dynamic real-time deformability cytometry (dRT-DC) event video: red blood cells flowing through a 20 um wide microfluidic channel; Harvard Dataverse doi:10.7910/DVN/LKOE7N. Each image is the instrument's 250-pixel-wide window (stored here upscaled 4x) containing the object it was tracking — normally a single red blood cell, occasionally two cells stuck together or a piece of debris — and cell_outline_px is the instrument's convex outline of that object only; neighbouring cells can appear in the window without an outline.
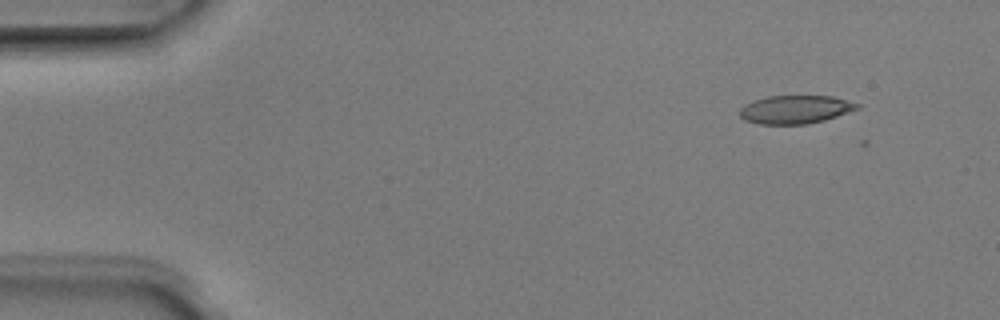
{"species": "Egyptian fruit bat (a non-hibernating species)", "species_latin": "Rousettus aegyptiacus", "temperature_condition": "room temperature", "stored_images_in_passage": 5, "camera_frame_rate_fps": 3000, "um_per_image_px": 0.085, "animal": {"sex": "male"}, "frame": {"image": 1, "passage_image": 2, "time_ms": 0.333, "image_size_px": [1000, 320], "cell_outline_px": [[860, 108], [824, 120], [808, 124], [756, 124], [744, 120], [740, 116], [740, 108], [744, 104], [752, 100], [768, 96], [832, 96], [860, 104]], "centroid_in_image_um": [67.56, 9.3], "position_along_channel_um": 17.4, "area_um2": 19.42}}